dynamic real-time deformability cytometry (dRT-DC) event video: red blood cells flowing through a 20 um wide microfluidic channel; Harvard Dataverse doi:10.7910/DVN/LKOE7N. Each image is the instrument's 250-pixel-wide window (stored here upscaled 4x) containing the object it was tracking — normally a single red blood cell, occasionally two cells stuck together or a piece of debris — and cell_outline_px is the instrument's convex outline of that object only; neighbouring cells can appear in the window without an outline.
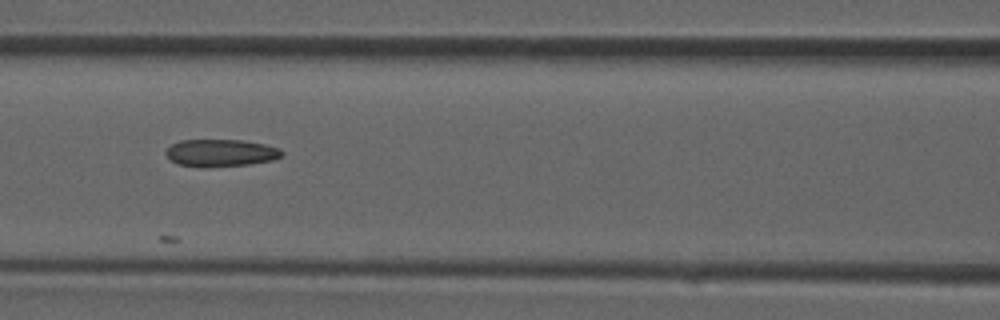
{"species": "common noctule bat (a hibernating species)", "species_latin": "Nyctalus noctula", "temperature_condition": "room temperature", "stored_images_in_passage": 23, "camera_frame_rate_fps": 3000, "um_per_image_px": 0.085, "animal": {"sex": "male", "forearm_length_mm": 52.5}, "frame": {"image": 1, "passage_image": 18, "time_ms": 5.667, "image_size_px": [1000, 320], "cell_outline_px": [[284, 156], [272, 160], [248, 164], [176, 164], [164, 152], [172, 144], [180, 140], [244, 140], [264, 144], [280, 148], [284, 152]], "centroid_in_image_um": [18.84, 12.94], "position_along_channel_um": 147.8, "area_um2": 17.57}}